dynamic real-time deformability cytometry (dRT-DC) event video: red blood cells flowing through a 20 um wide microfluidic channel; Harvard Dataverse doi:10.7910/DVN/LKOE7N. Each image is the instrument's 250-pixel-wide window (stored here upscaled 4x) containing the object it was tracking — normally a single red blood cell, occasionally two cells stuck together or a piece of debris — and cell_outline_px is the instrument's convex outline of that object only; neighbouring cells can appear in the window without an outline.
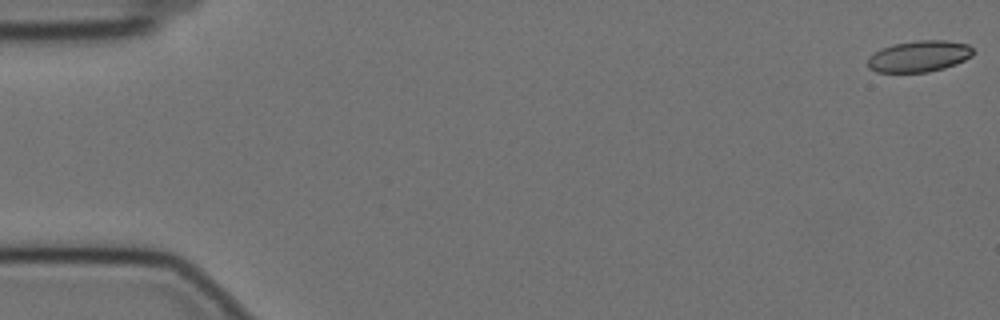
{"species": "Egyptian fruit bat (a non-hibernating species)", "species_latin": "Rousettus aegyptiacus", "temperature_condition": "cold", "stored_images_in_passage": 9, "camera_frame_rate_fps": 3000, "um_per_image_px": 0.085, "animal": {"sex": "female"}, "frame": {"image": 1, "passage_image": 1, "time_ms": 0.0, "image_size_px": [1000, 320], "cell_outline_px": [[976, 52], [972, 56], [956, 64], [944, 68], [928, 72], [876, 72], [868, 68], [868, 56], [892, 44], [916, 40], [944, 40], [968, 44]], "centroid_in_image_um": [78.14, 4.78], "position_along_channel_um": 6.9, "area_um2": 19.31}}